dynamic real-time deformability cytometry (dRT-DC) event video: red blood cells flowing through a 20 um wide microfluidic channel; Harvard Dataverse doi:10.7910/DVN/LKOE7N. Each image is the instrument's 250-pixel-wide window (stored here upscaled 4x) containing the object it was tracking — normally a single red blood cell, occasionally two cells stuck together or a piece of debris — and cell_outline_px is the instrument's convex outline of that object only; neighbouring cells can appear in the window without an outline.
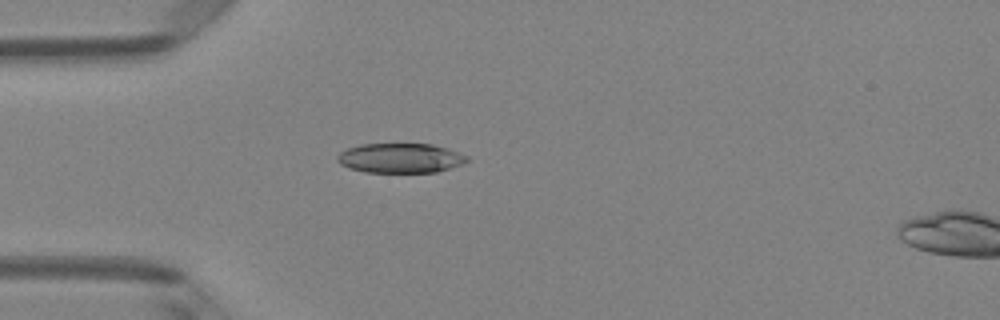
{"species": "Egyptian fruit bat (a non-hibernating species)", "species_latin": "Rousettus aegyptiacus", "temperature_condition": "room temperature", "stored_images_in_passage": 4, "camera_frame_rate_fps": 3000, "um_per_image_px": 0.085, "animal": {"sex": "female"}, "frame": {"image": 1, "passage_image": 3, "time_ms": 0.667, "image_size_px": [1000, 320], "cell_outline_px": [[468, 160], [460, 164], [436, 172], [364, 172], [348, 168], [340, 164], [336, 160], [336, 156], [340, 152], [348, 148], [360, 144], [432, 144], [448, 148], [468, 156]], "centroid_in_image_um": [33.98, 13.43], "position_along_channel_um": 51.0, "area_um2": 22.37}}